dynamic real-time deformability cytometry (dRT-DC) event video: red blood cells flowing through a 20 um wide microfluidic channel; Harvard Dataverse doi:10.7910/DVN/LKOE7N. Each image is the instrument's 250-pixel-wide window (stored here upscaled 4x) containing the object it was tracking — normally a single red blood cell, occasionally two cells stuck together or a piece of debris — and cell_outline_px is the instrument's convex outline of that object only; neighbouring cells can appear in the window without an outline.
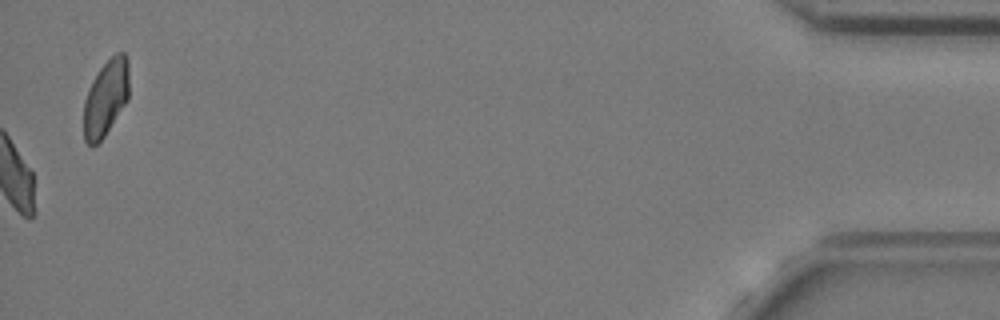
{"species": "common noctule bat (a hibernating species)", "species_latin": "Nyctalus noctula", "temperature_condition": "cold", "stored_images_in_passage": 56, "camera_frame_rate_fps": 3000, "um_per_image_px": 0.085, "animal": {"sex": "female", "body_mass_g": 24.6, "forearm_length_mm": 56.2}, "frame": {"image": 1, "passage_image": 56, "time_ms": 18.333, "image_size_px": [1000, 320], "cell_outline_px": [[128, 100], [104, 136], [96, 144], [88, 144], [84, 140], [84, 100], [88, 88], [92, 80], [100, 68], [116, 52], [124, 52], [128, 60]], "centroid_in_image_um": [8.99, 8.3], "position_along_channel_um": 426.2, "area_um2": 20.0}, "authors_computed_cell_mechanics": {"area_um2": 19.3052, "velocity_mm_per_s": 3.6625, "shape_relaxation_time_tau1_ms": null, "shape_relaxation_time_tau2_ms": 5.2995, "deformation_change_tau1": null, "deformation_change_tau2": 0.0976}}